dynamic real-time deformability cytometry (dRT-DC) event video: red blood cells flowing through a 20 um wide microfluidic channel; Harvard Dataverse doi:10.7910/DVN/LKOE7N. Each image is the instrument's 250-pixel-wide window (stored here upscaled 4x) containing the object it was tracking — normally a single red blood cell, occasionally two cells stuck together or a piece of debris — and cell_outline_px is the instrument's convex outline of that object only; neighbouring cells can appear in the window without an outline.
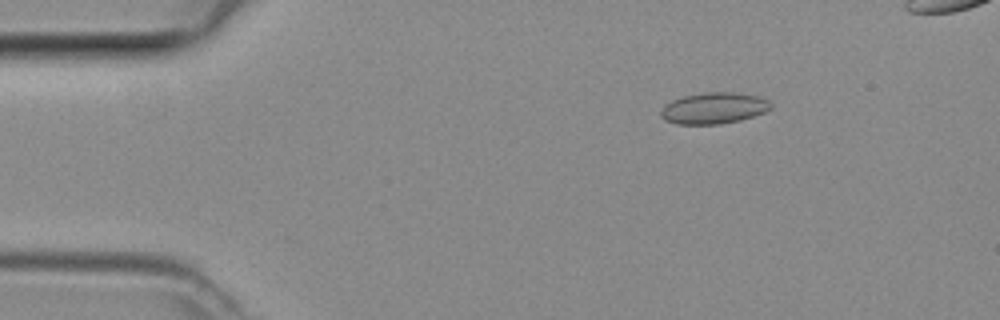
{"species": "common noctule bat (a hibernating species)", "species_latin": "Nyctalus noctula", "temperature_condition": "room temperature", "stored_images_in_passage": 44, "camera_frame_rate_fps": 3000, "um_per_image_px": 0.085, "animal": {"sex": "female", "body_mass_g": 29.2, "forearm_length_mm": 56.3}, "frame": {"image": 1, "passage_image": 7, "time_ms": 2.0, "image_size_px": [1000, 320], "cell_outline_px": [[772, 108], [764, 112], [740, 120], [720, 124], [676, 124], [664, 120], [660, 116], [660, 112], [664, 104], [672, 100], [684, 96], [704, 92], [732, 92], [760, 96], [768, 100], [772, 104]], "centroid_in_image_um": [60.66, 9.19], "position_along_channel_um": 24.3, "area_um2": 20.17}}
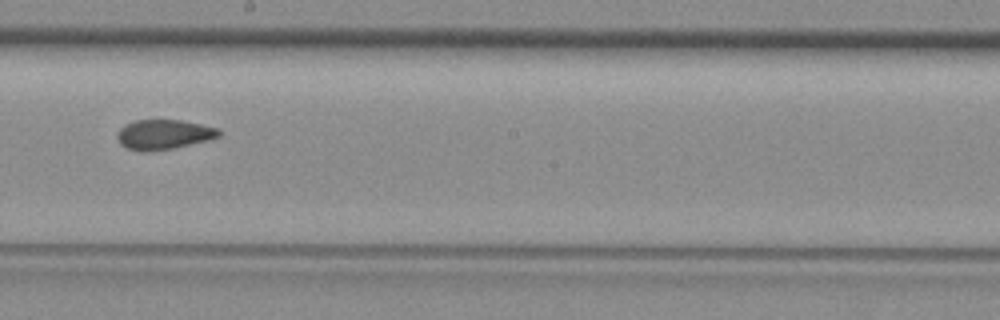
{"frame": {"image": 2, "passage_image": 26, "time_ms": 8.333, "image_size_px": [1000, 320], "cell_outline_px": [[220, 136], [208, 140], [172, 148], [148, 152], [144, 152], [128, 148], [120, 144], [116, 136], [120, 128], [124, 124], [136, 120], [180, 120], [220, 128]], "centroid_in_image_um": [13.9, 11.43], "position_along_channel_um": 234.3, "area_um2": 17.63}}
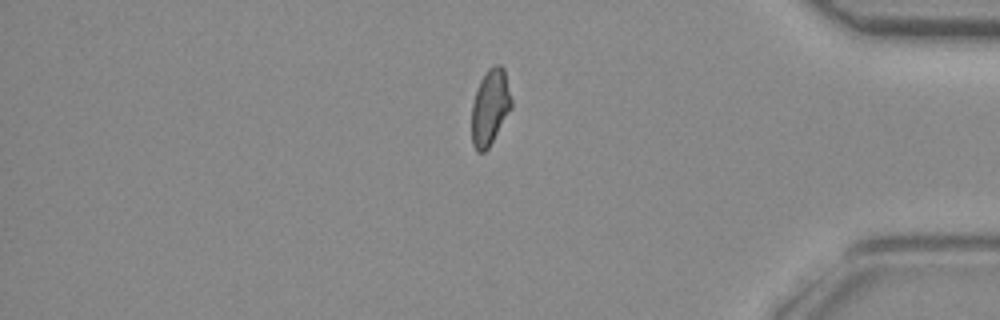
{"frame": {"image": 3, "passage_image": 39, "time_ms": 12.667, "image_size_px": [1000, 320], "cell_outline_px": [[512, 108], [488, 148], [484, 152], [476, 152], [472, 144], [472, 100], [480, 80], [488, 68], [496, 64], [500, 64], [504, 68], [512, 100]], "centroid_in_image_um": [41.65, 9.1], "position_along_channel_um": 393.5, "area_um2": 17.69}}